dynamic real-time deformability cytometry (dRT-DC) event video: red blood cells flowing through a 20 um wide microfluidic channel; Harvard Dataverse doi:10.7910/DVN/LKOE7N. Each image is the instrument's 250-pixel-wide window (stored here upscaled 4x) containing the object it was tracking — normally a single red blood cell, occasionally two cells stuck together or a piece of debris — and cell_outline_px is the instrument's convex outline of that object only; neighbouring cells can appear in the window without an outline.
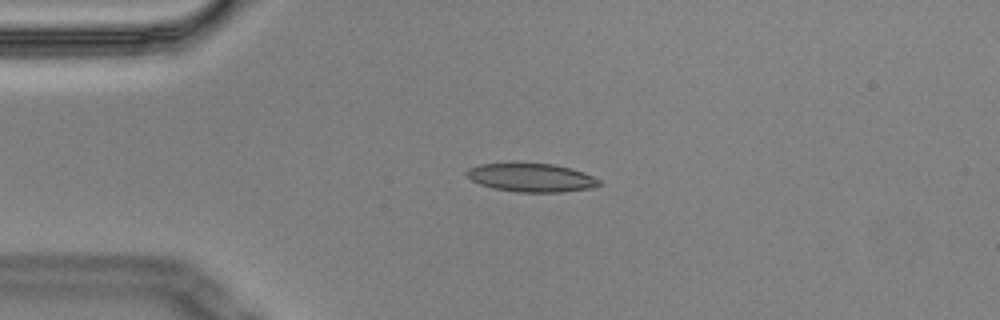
{"species": "Egyptian fruit bat (a non-hibernating species)", "species_latin": "Rousettus aegyptiacus", "temperature_condition": "cold", "stored_images_in_passage": 4, "camera_frame_rate_fps": 3000, "um_per_image_px": 0.085, "animal": {"sex": "male"}, "frame": {"image": 1, "passage_image": 3, "time_ms": 0.667, "image_size_px": [1000, 320], "cell_outline_px": [[600, 184], [588, 188], [564, 192], [516, 192], [492, 188], [480, 184], [472, 180], [464, 172], [468, 168], [480, 164], [556, 164], [572, 168], [584, 172], [600, 180]], "centroid_in_image_um": [45.15, 15.1], "position_along_channel_um": 39.8, "area_um2": 21.79}}